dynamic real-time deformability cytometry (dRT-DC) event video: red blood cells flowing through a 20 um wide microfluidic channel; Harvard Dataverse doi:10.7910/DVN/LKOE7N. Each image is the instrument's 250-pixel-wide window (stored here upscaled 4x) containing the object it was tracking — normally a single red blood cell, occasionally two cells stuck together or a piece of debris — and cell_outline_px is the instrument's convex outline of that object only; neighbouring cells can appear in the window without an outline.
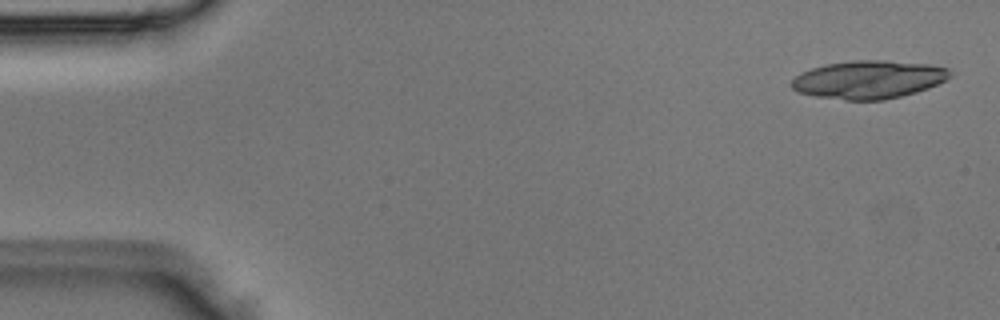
{"species": "Egyptian fruit bat (a non-hibernating species)", "species_latin": "Rousettus aegyptiacus", "temperature_condition": "room temperature", "stored_images_in_passage": 5, "camera_frame_rate_fps": 3000, "um_per_image_px": 0.085, "animal": {"sex": "male"}, "frame": {"image": 1, "passage_image": 1, "time_ms": 0.0, "image_size_px": [1000, 320], "cell_outline_px": [[952, 76], [928, 88], [916, 92], [884, 100], [848, 100], [816, 96], [796, 92], [792, 88], [792, 80], [796, 76], [812, 68], [828, 64], [852, 60], [884, 60], [928, 64], [948, 68], [952, 72]], "centroid_in_image_um": [73.85, 6.76], "position_along_channel_um": 11.1, "area_um2": 34.97}}